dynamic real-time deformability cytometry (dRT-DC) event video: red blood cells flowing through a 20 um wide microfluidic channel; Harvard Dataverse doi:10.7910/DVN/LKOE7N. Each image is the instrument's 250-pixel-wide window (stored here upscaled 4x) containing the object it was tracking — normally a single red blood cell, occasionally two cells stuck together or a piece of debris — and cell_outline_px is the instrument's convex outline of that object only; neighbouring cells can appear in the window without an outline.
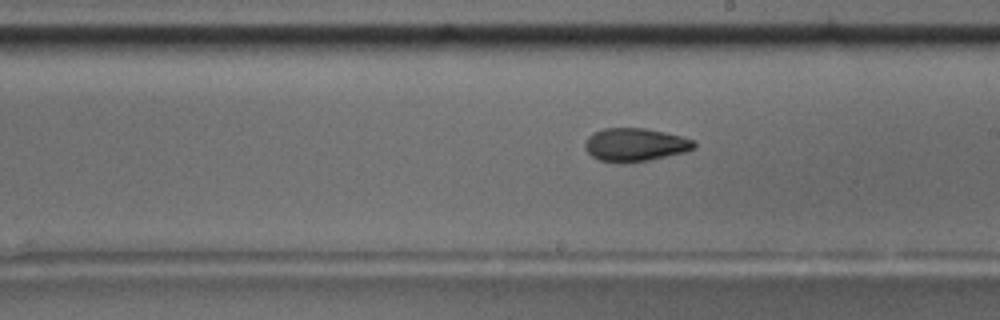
{"species": "common noctule bat (a hibernating species)", "species_latin": "Nyctalus noctula", "temperature_condition": "room temperature", "stored_images_in_passage": 56, "camera_frame_rate_fps": 3000, "um_per_image_px": 0.085, "animal": {"sex": "male", "body_mass_g": 17.5, "forearm_length_mm": 52.3}, "frame": {"image": 1, "passage_image": 32, "time_ms": 10.333, "image_size_px": [1000, 320], "cell_outline_px": [[696, 148], [684, 152], [648, 160], [600, 160], [592, 156], [584, 148], [584, 144], [588, 136], [604, 128], [644, 128], [664, 132], [680, 136], [692, 140], [696, 144]], "centroid_in_image_um": [53.99, 12.26], "position_along_channel_um": 235.0, "area_um2": 20.35}, "authors_computed_cell_mechanics": {"area_um2": 20.8369, "velocity_mm_per_s": 3.6974, "shape_relaxation_time_tau1_ms": null, "shape_relaxation_time_tau2_ms": 6.0987, "deformation_change_tau1": null, "deformation_change_tau2": 0.1359}}